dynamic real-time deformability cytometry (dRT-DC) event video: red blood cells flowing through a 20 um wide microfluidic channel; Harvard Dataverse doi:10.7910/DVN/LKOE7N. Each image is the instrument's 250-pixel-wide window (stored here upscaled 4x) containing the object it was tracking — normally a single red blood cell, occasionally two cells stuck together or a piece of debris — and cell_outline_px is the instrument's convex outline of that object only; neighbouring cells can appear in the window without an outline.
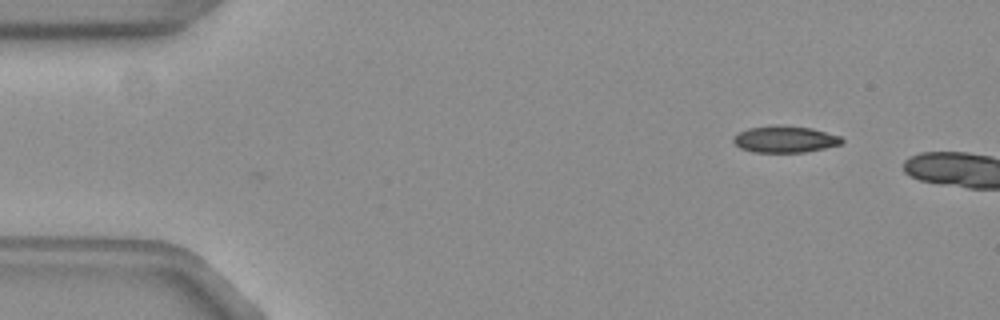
{"species": "common noctule bat (a hibernating species)", "species_latin": "Nyctalus noctula", "temperature_condition": "warm", "stored_images_in_passage": 4, "camera_frame_rate_fps": 3000, "um_per_image_px": 0.085, "animal": {"sex": "female", "body_mass_g": 19.3, "forearm_length_mm": 54.1}, "frame": {"image": 1, "passage_image": 4, "time_ms": 1.0, "image_size_px": [1000, 320], "cell_outline_px": [[844, 140], [840, 144], [824, 148], [804, 152], [756, 152], [740, 148], [732, 140], [740, 132], [748, 128], [776, 124], [812, 128], [840, 136]], "centroid_in_image_um": [66.72, 11.82], "position_along_channel_um": 18.3, "area_um2": 16.7}}